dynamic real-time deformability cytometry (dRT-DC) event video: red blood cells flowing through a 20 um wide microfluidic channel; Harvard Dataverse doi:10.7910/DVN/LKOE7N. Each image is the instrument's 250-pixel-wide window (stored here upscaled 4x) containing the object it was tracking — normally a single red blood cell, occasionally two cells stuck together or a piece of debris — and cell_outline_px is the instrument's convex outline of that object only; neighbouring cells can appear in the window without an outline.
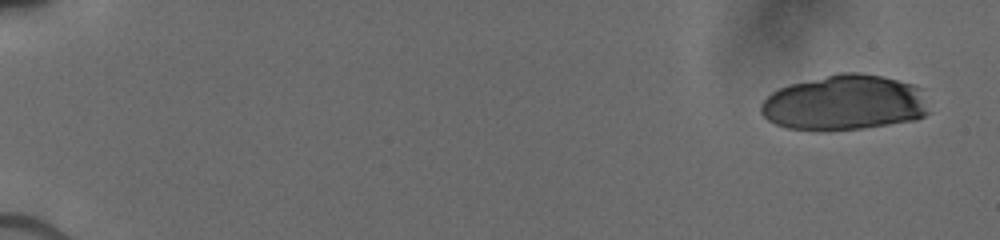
{"species": "human", "species_latin": "Homo sapiens", "temperature_condition": "cold", "stored_images_in_passage": 11, "camera_frame_rate_fps": 3000, "um_per_image_px": 0.085, "donor": {"sex": "male"}, "frame": {"image": 1, "passage_image": 1, "time_ms": 0.0, "image_size_px": [1000, 240], "cell_outline_px": [[932, 112], [916, 120], [860, 128], [828, 132], [816, 132], [788, 128], [776, 124], [768, 120], [760, 112], [760, 104], [772, 92], [788, 84], [840, 72], [860, 72], [880, 76], [912, 84], [924, 88]], "centroid_in_image_um": [71.82, 8.74], "position_along_channel_um": 13.2, "area_um2": 55.26}}
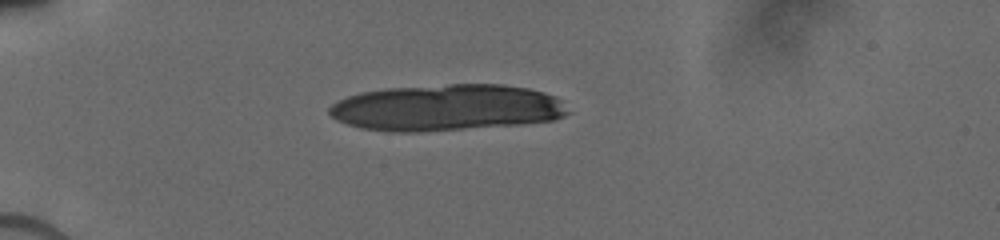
{"frame": {"image": 2, "passage_image": 7, "time_ms": 4.333, "image_size_px": [1000, 240], "cell_outline_px": [[572, 112], [556, 120], [524, 124], [420, 132], [392, 132], [360, 128], [336, 120], [328, 112], [328, 108], [332, 104], [348, 96], [360, 92], [384, 88], [448, 84], [504, 84], [528, 88], [544, 92], [556, 96]], "centroid_in_image_um": [37.99, 9.15], "position_along_channel_um": 47.0, "area_um2": 65.14}}